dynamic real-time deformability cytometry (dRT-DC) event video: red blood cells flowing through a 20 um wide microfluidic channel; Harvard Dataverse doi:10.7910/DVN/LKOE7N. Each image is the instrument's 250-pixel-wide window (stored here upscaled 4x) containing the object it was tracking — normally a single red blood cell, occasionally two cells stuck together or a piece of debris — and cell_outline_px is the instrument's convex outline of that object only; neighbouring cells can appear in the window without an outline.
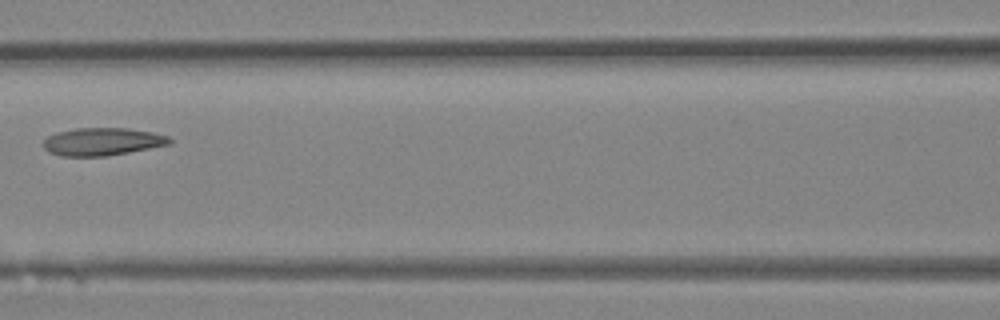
{"species": "Egyptian fruit bat (a non-hibernating species)", "species_latin": "Rousettus aegyptiacus", "temperature_condition": "room temperature", "stored_images_in_passage": 4, "camera_frame_rate_fps": 3000, "um_per_image_px": 0.085, "animal": {"sex": "female"}, "frame": {"image": 1, "passage_image": 4, "time_ms": 3.667, "image_size_px": [1000, 320], "cell_outline_px": [[172, 144], [108, 156], [60, 156], [48, 152], [44, 148], [44, 140], [48, 136], [56, 132], [76, 128], [128, 128], [152, 132], [168, 136], [172, 140]], "centroid_in_image_um": [8.71, 12.04], "position_along_channel_um": 157.9, "area_um2": 20.52}}